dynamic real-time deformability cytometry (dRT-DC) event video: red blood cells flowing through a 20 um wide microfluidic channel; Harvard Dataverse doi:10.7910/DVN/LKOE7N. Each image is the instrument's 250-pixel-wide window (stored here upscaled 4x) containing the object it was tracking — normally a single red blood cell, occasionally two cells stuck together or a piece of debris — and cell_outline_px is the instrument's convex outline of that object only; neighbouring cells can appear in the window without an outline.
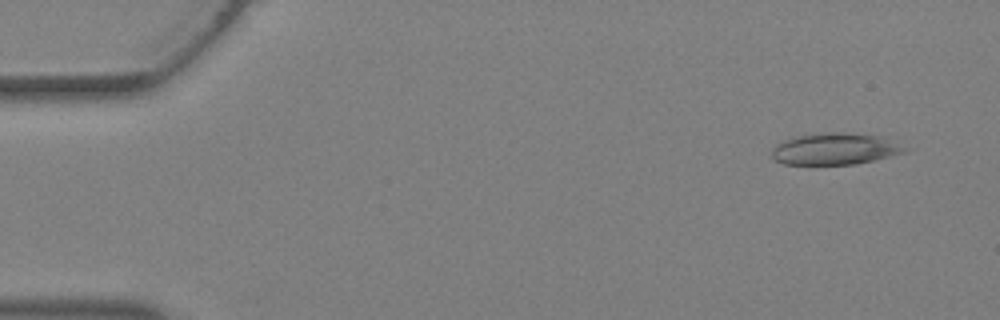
{"species": "Egyptian fruit bat (a non-hibernating species)", "species_latin": "Rousettus aegyptiacus", "temperature_condition": "warm", "stored_images_in_passage": 37, "camera_frame_rate_fps": 3000, "um_per_image_px": 0.085, "animal": {"sex": "female"}, "frame": {"image": 1, "passage_image": 3, "time_ms": 0.667, "image_size_px": [1000, 320], "cell_outline_px": [[904, 152], [856, 164], [784, 164], [776, 160], [772, 156], [772, 148], [776, 144], [784, 140], [796, 136], [828, 132], [836, 132], [884, 136], [904, 148]], "centroid_in_image_um": [70.91, 12.65], "position_along_channel_um": 14.1, "area_um2": 24.04}}
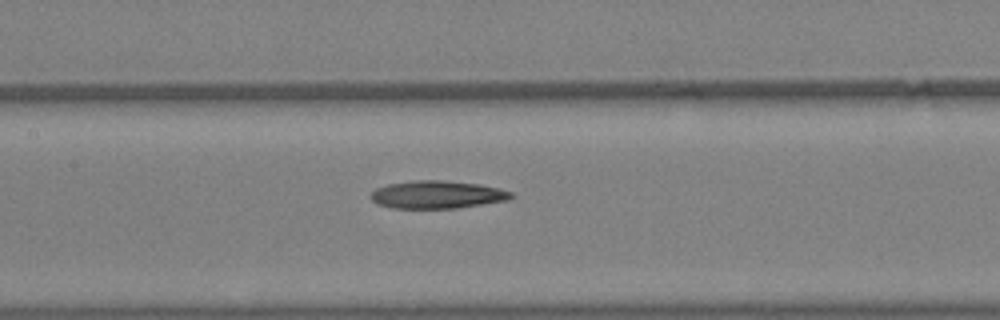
{"frame": {"image": 2, "passage_image": 18, "time_ms": 5.667, "image_size_px": [1000, 320], "cell_outline_px": [[516, 196], [508, 200], [456, 208], [392, 208], [380, 204], [372, 200], [372, 192], [376, 188], [388, 184], [416, 180], [444, 180], [480, 184], [512, 192]], "centroid_in_image_um": [37.19, 16.54], "position_along_channel_um": 170.2, "area_um2": 22.54}}
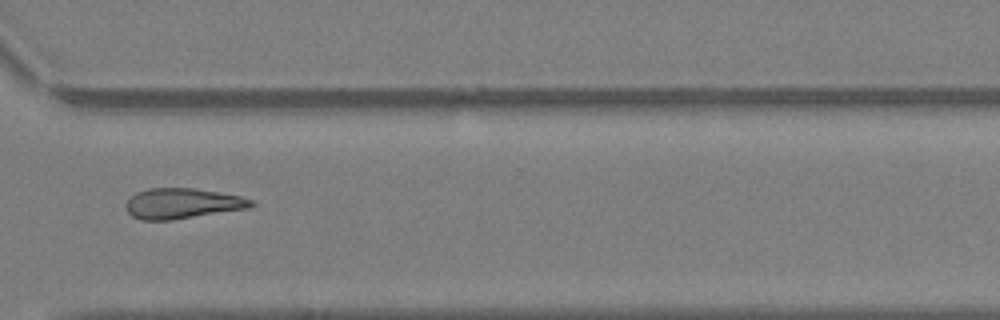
{"frame": {"image": 3, "passage_image": 28, "time_ms": 9.0, "image_size_px": [1000, 320], "cell_outline_px": [[256, 204], [248, 208], [172, 220], [140, 220], [132, 216], [124, 208], [124, 204], [136, 192], [148, 188], [196, 188], [240, 196], [252, 200]], "centroid_in_image_um": [15.46, 17.29], "position_along_channel_um": 355.1, "area_um2": 22.25}}